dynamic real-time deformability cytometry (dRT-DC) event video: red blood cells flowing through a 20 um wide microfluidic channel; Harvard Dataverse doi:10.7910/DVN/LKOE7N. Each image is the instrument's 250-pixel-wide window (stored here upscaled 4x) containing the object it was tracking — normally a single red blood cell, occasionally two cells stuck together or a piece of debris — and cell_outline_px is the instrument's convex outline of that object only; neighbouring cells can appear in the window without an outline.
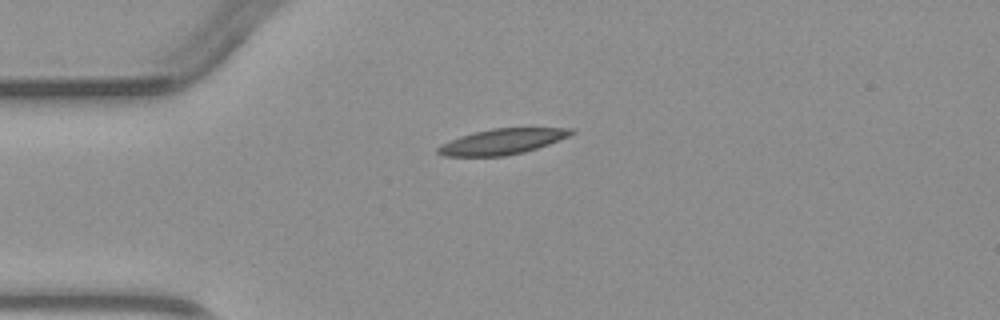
{"species": "common noctule bat (a hibernating species)", "species_latin": "Nyctalus noctula", "temperature_condition": "warm", "stored_images_in_passage": 2, "camera_frame_rate_fps": 3000, "um_per_image_px": 0.085, "animal": {"sex": "male", "body_mass_g": 23.1, "forearm_length_mm": 52.7}, "frame": {"image": 1, "passage_image": 2, "time_ms": 1.333, "image_size_px": [1000, 320], "cell_outline_px": [[576, 132], [568, 136], [548, 144], [524, 152], [504, 156], [444, 156], [436, 152], [436, 148], [440, 144], [460, 136], [492, 128], [572, 128]], "centroid_in_image_um": [42.65, 12.03], "position_along_channel_um": 42.3, "area_um2": 19.71}}